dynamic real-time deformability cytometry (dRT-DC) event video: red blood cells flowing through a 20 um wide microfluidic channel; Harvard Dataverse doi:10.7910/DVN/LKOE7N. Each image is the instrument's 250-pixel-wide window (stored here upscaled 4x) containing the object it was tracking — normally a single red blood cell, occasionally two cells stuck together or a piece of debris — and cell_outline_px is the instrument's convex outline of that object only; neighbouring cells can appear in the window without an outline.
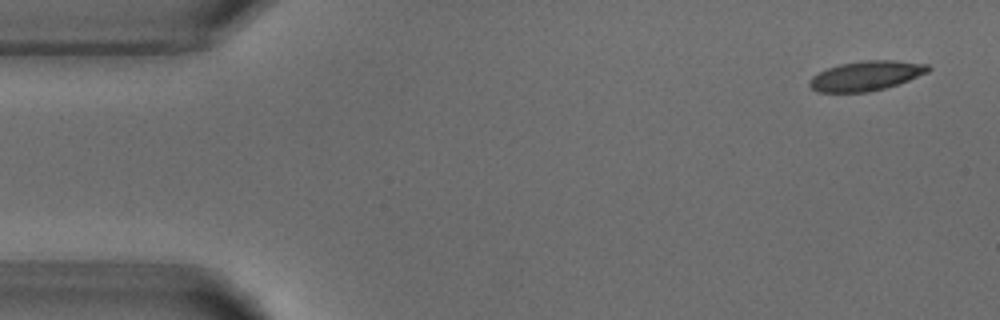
{"species": "common noctule bat (a hibernating species)", "species_latin": "Nyctalus noctula", "temperature_condition": "warm", "stored_images_in_passage": 3, "camera_frame_rate_fps": 3000, "um_per_image_px": 0.085, "animal": {"sex": "male", "body_mass_g": 18.8}, "frame": {"image": 1, "passage_image": 1, "time_ms": 0.0, "image_size_px": [1000, 320], "cell_outline_px": [[932, 68], [928, 72], [908, 80], [884, 88], [868, 92], [816, 92], [808, 84], [808, 80], [812, 76], [828, 68], [840, 64], [864, 60], [896, 60], [928, 64]], "centroid_in_image_um": [73.61, 6.44], "position_along_channel_um": 11.4, "area_um2": 20.46}}